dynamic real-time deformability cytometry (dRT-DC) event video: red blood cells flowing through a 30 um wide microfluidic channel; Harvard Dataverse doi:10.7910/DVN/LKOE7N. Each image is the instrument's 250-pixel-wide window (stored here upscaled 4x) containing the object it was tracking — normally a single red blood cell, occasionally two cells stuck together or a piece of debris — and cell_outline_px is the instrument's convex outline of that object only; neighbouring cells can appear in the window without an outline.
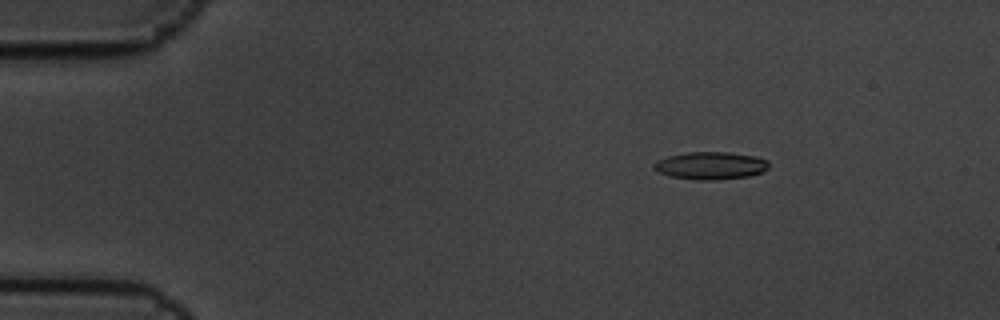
{"species": "common noctule bat (a hibernating species)", "species_latin": "Nyctalus noctula", "temperature_condition": "cold", "stored_images_in_passage": 8, "camera_frame_rate_fps": 3000, "um_per_image_px": 0.085, "animal": {"sex": "male", "body_mass_g": 19.5, "forearm_length_mm": 54.6}, "frame": {"image": 1, "passage_image": 3, "time_ms": 0.667, "image_size_px": [1000, 320], "cell_outline_px": [[768, 168], [764, 172], [748, 176], [716, 180], [696, 180], [668, 176], [656, 172], [652, 168], [652, 164], [656, 160], [668, 156], [688, 152], [728, 152], [756, 156], [768, 160]], "centroid_in_image_um": [60.36, 14.08], "position_along_channel_um": 24.6, "area_um2": 18.79}}
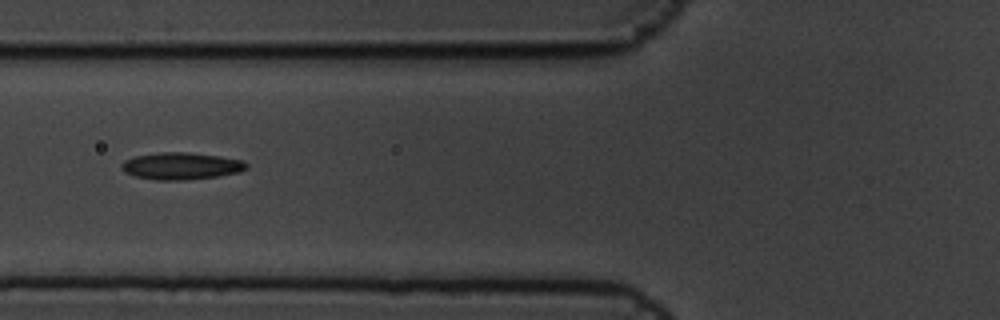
{"frame": {"image": 2, "passage_image": 7, "time_ms": 2.0, "image_size_px": [1000, 320], "cell_outline_px": [[248, 168], [240, 172], [216, 176], [184, 180], [156, 180], [136, 176], [124, 172], [120, 168], [120, 164], [124, 160], [136, 156], [160, 152], [188, 152], [220, 156], [240, 160], [248, 164]], "centroid_in_image_um": [15.38, 14.11], "position_along_channel_um": 110.4, "area_um2": 19.65}}
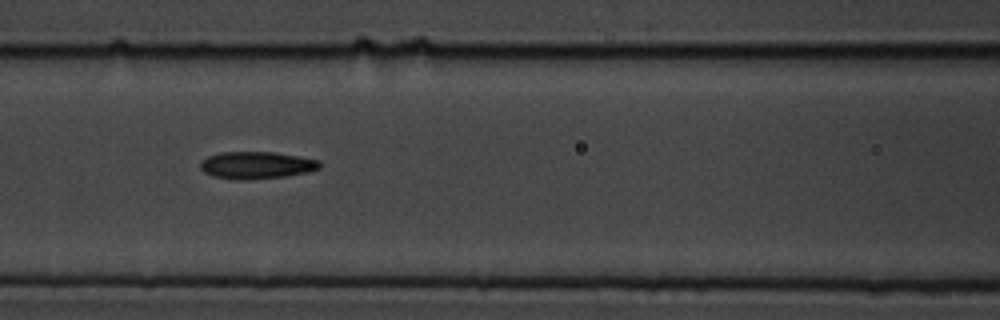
{"frame": {"image": 3, "passage_image": 8, "time_ms": 2.333, "image_size_px": [1000, 320], "cell_outline_px": [[320, 168], [308, 172], [288, 176], [248, 180], [236, 180], [212, 176], [204, 172], [200, 168], [200, 164], [208, 156], [220, 152], [272, 152], [320, 160]], "centroid_in_image_um": [21.8, 14.05], "position_along_channel_um": 144.8, "area_um2": 18.96}}